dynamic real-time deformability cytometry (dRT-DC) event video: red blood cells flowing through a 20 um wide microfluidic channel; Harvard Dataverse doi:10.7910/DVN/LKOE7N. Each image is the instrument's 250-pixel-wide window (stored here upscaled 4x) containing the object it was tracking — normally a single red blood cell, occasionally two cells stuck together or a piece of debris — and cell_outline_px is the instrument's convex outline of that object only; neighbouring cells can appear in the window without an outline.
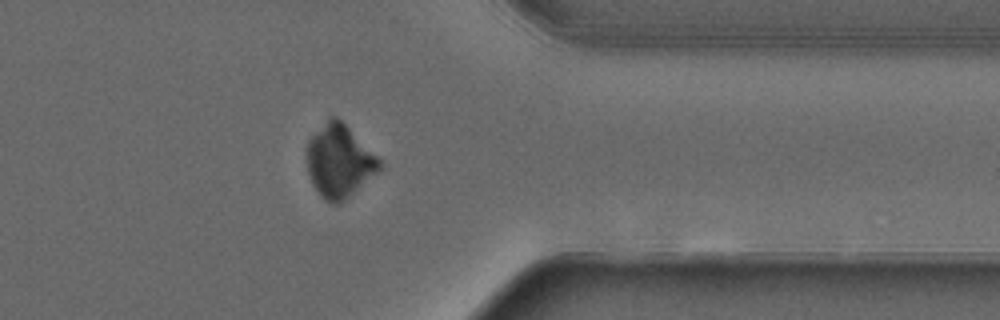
{"species": "common noctule bat (a hibernating species)", "species_latin": "Nyctalus noctula", "temperature_condition": "warm", "stored_images_in_passage": 36, "camera_frame_rate_fps": 3000, "um_per_image_px": 0.085, "animal": {"sex": "male", "forearm_length_mm": 52.5}, "frame": {"image": 1, "passage_image": 32, "time_ms": 10.333, "image_size_px": [1000, 320], "cell_outline_px": [[380, 168], [376, 172], [340, 204], [332, 204], [324, 200], [320, 196], [312, 184], [308, 172], [308, 140], [332, 116], [336, 116], [380, 160]], "centroid_in_image_um": [28.8, 13.74], "position_along_channel_um": 382.6, "area_um2": 29.71}}